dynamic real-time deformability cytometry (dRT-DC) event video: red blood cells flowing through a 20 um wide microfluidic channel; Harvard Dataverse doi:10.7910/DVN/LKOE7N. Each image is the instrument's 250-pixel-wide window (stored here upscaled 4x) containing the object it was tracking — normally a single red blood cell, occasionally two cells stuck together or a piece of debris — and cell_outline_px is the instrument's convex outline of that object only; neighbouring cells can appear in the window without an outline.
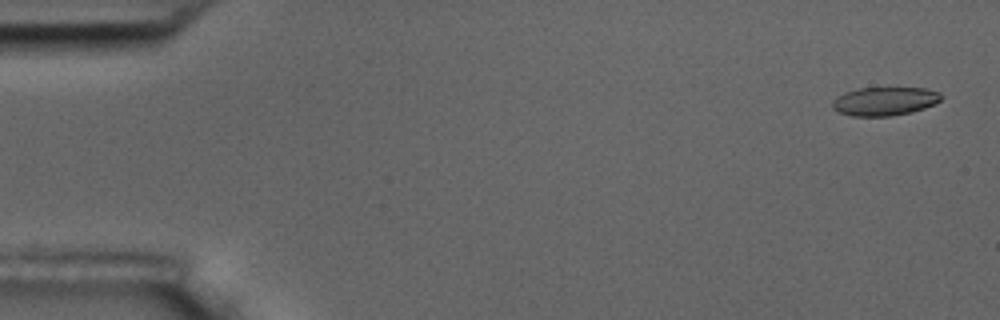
{"species": "common noctule bat (a hibernating species)", "species_latin": "Nyctalus noctula", "temperature_condition": "room temperature", "stored_images_in_passage": 6, "segment_of_instrument_passage": [1, 2], "camera_frame_rate_fps": 3000, "um_per_image_px": 0.085, "animal": {"sex": "male", "body_mass_g": 17.5, "forearm_length_mm": 52.3}, "frame": {"image": 1, "passage_image": 1, "time_ms": 0.0, "image_size_px": [1000, 320], "cell_outline_px": [[944, 96], [936, 104], [912, 112], [888, 116], [852, 116], [840, 112], [832, 108], [832, 100], [836, 96], [844, 92], [860, 88], [924, 88], [940, 92]], "centroid_in_image_um": [75.2, 8.6], "position_along_channel_um": 9.8, "area_um2": 18.21}}
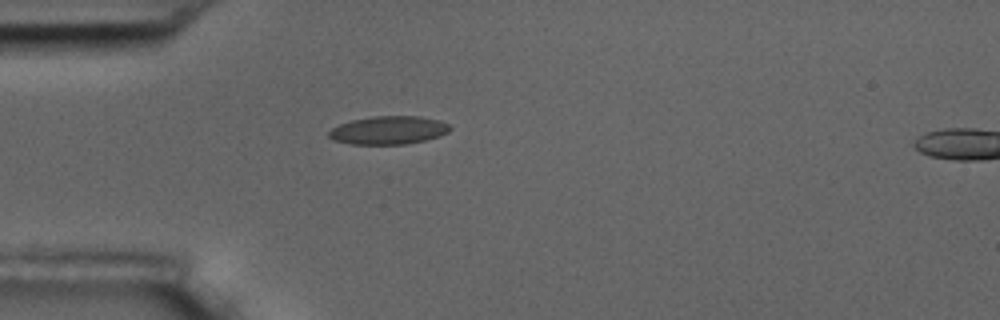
{"frame": {"image": 2, "passage_image": 5, "time_ms": 4.667, "image_size_px": [1000, 320], "cell_outline_px": [[452, 128], [448, 132], [440, 136], [424, 140], [404, 144], [352, 144], [332, 140], [328, 136], [328, 132], [332, 128], [340, 124], [352, 120], [372, 116], [420, 116], [440, 120], [448, 124]], "centroid_in_image_um": [33.03, 11.06], "position_along_channel_um": 52.0, "area_um2": 19.94}}